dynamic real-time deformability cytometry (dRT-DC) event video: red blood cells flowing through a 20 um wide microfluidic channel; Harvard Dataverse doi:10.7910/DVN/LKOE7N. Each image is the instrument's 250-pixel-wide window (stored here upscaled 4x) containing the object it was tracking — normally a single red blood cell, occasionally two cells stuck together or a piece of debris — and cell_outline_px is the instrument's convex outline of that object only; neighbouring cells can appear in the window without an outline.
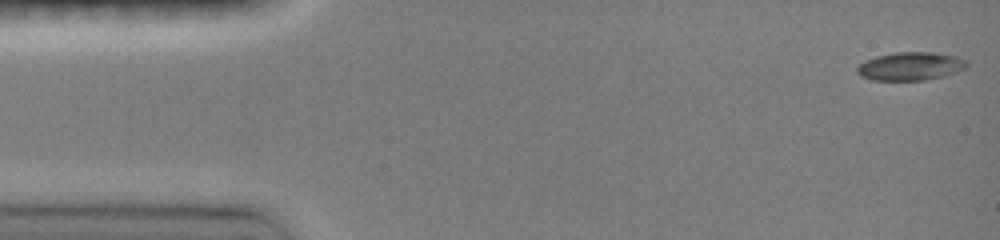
{"species": "common noctule bat (a hibernating species)", "species_latin": "Nyctalus noctula", "temperature_condition": "room temperature", "stored_images_in_passage": 47, "camera_frame_rate_fps": 3000, "um_per_image_px": 0.085, "animal": {"sex": "female", "body_mass_g": 19.0, "forearm_length_mm": 51.5}, "frame": {"image": 1, "passage_image": 1, "time_ms": 0.0, "image_size_px": [1000, 240], "cell_outline_px": [[968, 64], [964, 68], [944, 76], [924, 80], [872, 80], [860, 76], [856, 72], [856, 68], [864, 60], [876, 56], [896, 52], [932, 52], [956, 56], [968, 60]], "centroid_in_image_um": [77.36, 5.62], "position_along_channel_um": 7.6, "area_um2": 18.09}}
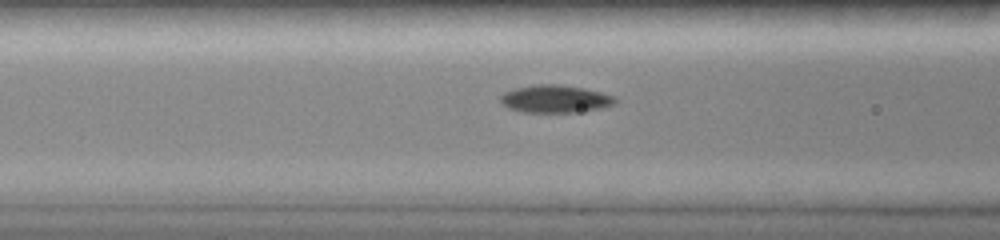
{"frame": {"image": 2, "passage_image": 17, "time_ms": 5.667, "image_size_px": [1000, 240], "cell_outline_px": [[616, 104], [600, 108], [576, 112], [524, 112], [508, 108], [500, 100], [500, 96], [504, 92], [516, 88], [536, 84], [560, 84], [584, 88], [616, 96]], "centroid_in_image_um": [47.21, 8.4], "position_along_channel_um": 119.4, "area_um2": 18.44}}
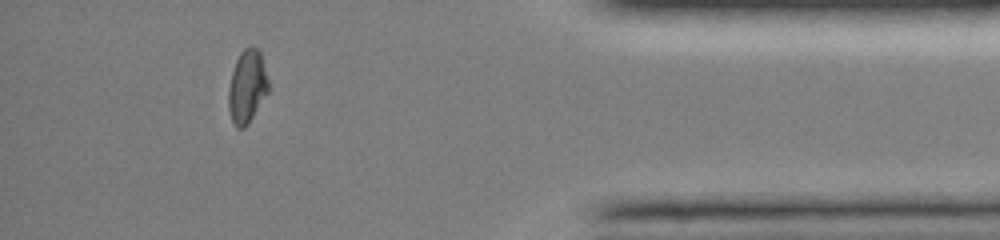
{"frame": {"image": 3, "passage_image": 43, "time_ms": 13.667, "image_size_px": [1000, 240], "cell_outline_px": [[268, 92], [248, 124], [244, 128], [236, 128], [232, 120], [228, 108], [228, 88], [232, 72], [236, 60], [240, 52], [244, 48], [252, 44], [260, 52], [268, 80]], "centroid_in_image_um": [20.99, 7.35], "position_along_channel_um": 414.2, "area_um2": 16.99}, "authors_computed_cell_mechanics": {"area_um2": 17.629, "velocity_mm_per_s": 4.0455, "shape_relaxation_time_tau1_ms": 9.8135, "shape_relaxation_time_tau2_ms": 5.4113, "deformation_change_tau1": 0.2356, "deformation_change_tau2": 0.0711}}